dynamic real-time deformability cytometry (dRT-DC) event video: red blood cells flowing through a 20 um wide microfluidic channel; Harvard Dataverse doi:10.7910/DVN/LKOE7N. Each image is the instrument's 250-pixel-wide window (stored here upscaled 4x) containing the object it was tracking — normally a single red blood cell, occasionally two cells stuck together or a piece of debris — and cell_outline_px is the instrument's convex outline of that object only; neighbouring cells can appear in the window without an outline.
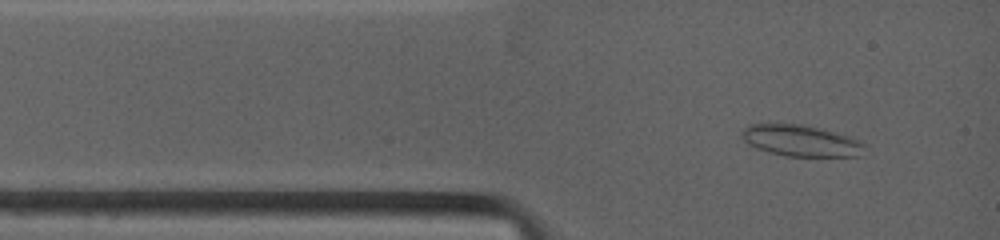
{"species": "common noctule bat (a hibernating species)", "species_latin": "Nyctalus noctula", "temperature_condition": "warm", "stored_images_in_passage": 81, "camera_frame_rate_fps": 4500, "um_per_image_px": 0.085, "animal": {"sex": "female", "body_mass_g": 19.0, "forearm_length_mm": 53.3}, "frame": {"image": 1, "passage_image": 3, "time_ms": 0.444, "image_size_px": [1000, 240], "cell_outline_px": [[864, 144], [856, 156], [784, 156], [768, 152], [756, 148], [748, 144], [740, 136], [740, 132], [744, 128], [752, 124], [804, 124], [820, 128], [848, 136]], "centroid_in_image_um": [67.97, 11.95], "position_along_channel_um": 17.0, "area_um2": 22.08}}
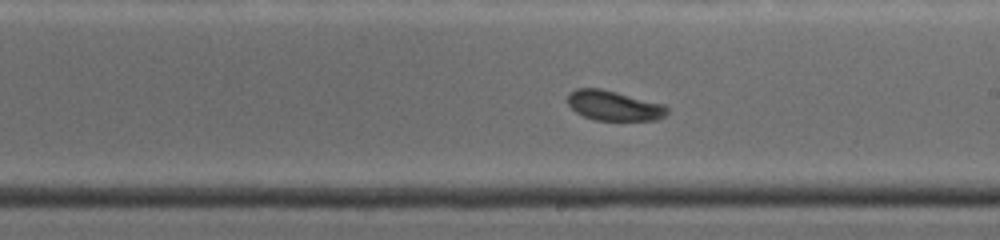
{"frame": {"image": 2, "passage_image": 39, "time_ms": 6.667, "image_size_px": [1000, 240], "cell_outline_px": [[668, 112], [664, 116], [656, 120], [596, 120], [584, 116], [576, 112], [568, 104], [568, 92], [576, 88], [600, 88], [664, 104], [668, 108]], "centroid_in_image_um": [52.17, 8.97], "position_along_channel_um": 236.8, "area_um2": 17.28}}
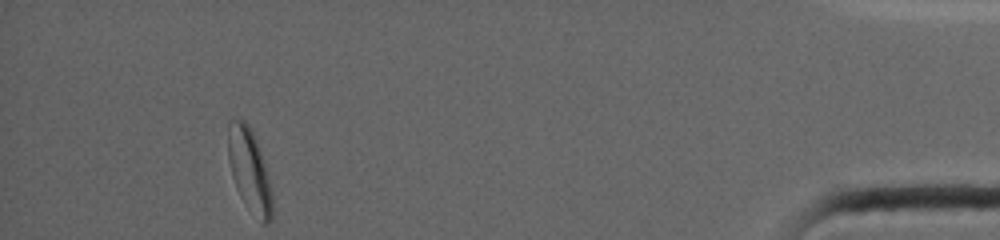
{"frame": {"image": 3, "passage_image": 80, "time_ms": 13.556, "image_size_px": [1000, 240], "cell_outline_px": [[272, 220], [268, 224], [264, 224], [244, 204], [236, 188], [228, 160], [228, 124], [232, 120], [244, 120], [248, 124], [256, 140], [272, 188]], "centroid_in_image_um": [21.2, 14.51], "position_along_channel_um": 414.0, "area_um2": 21.15}, "authors_computed_cell_mechanics": {"area_um2": 18.496, "velocity_mm_per_s": 3.8761, "shape_relaxation_time_tau1_ms": 7.1945, "shape_relaxation_time_tau2_ms": null, "deformation_change_tau1": 0.0861, "deformation_change_tau2": null}}